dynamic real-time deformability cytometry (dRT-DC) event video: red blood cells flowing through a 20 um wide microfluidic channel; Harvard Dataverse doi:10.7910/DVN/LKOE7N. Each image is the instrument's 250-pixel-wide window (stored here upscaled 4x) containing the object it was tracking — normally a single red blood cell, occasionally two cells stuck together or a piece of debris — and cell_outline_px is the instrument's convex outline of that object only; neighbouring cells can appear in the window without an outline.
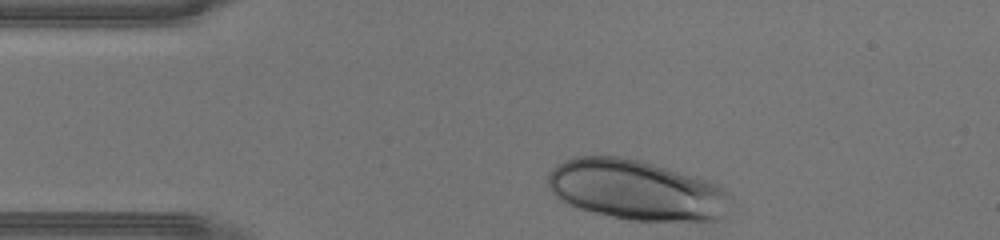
{"species": "human", "species_latin": "Homo sapiens", "temperature_condition": "warm", "stored_images_in_passage": 27, "camera_frame_rate_fps": 3000, "um_per_image_px": 0.085, "donor": {"sex": "male"}, "frame": {"image": 1, "passage_image": 1, "time_ms": 0.0, "image_size_px": [1000, 240], "cell_outline_px": [[732, 196], [720, 216], [716, 220], [628, 220], [592, 212], [580, 208], [560, 200], [552, 192], [548, 184], [548, 176], [552, 168], [564, 160], [576, 156], [620, 156], [640, 160], [668, 168], [708, 180], [720, 184]], "centroid_in_image_um": [54.06, 16.13], "position_along_channel_um": 30.9, "area_um2": 63.64}}